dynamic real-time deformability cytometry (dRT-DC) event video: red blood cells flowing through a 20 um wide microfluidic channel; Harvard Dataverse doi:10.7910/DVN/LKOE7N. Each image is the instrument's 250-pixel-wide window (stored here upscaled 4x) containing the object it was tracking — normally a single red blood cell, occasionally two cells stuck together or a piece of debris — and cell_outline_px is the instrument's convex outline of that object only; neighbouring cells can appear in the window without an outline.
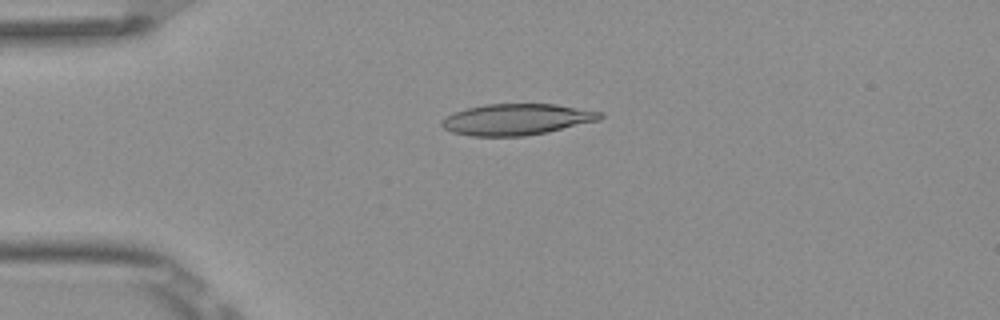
{"species": "Egyptian fruit bat (a non-hibernating species)", "species_latin": "Rousettus aegyptiacus", "temperature_condition": "room temperature", "stored_images_in_passage": 51, "camera_frame_rate_fps": 3000, "um_per_image_px": 0.085, "frame": {"image": 1, "passage_image": 12, "time_ms": 3.667, "image_size_px": [1000, 320], "cell_outline_px": [[604, 116], [600, 120], [548, 132], [524, 136], [472, 136], [452, 132], [444, 128], [440, 124], [440, 120], [452, 112], [484, 104], [556, 104], [604, 112]], "centroid_in_image_um": [43.92, 10.15], "position_along_channel_um": 41.1, "area_um2": 29.02}}
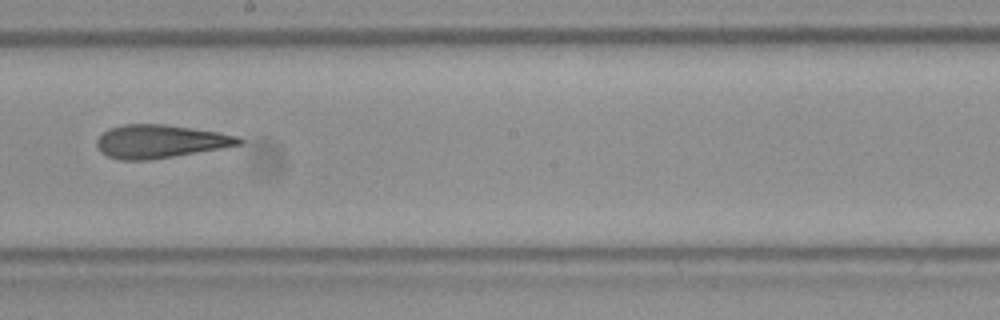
{"frame": {"image": 2, "passage_image": 29, "time_ms": 9.333, "image_size_px": [1000, 320], "cell_outline_px": [[244, 144], [148, 160], [120, 160], [108, 156], [100, 152], [96, 144], [96, 140], [108, 128], [124, 124], [164, 124], [192, 128], [240, 136], [244, 140]], "centroid_in_image_um": [13.6, 12.01], "position_along_channel_um": 234.6, "area_um2": 27.4}}
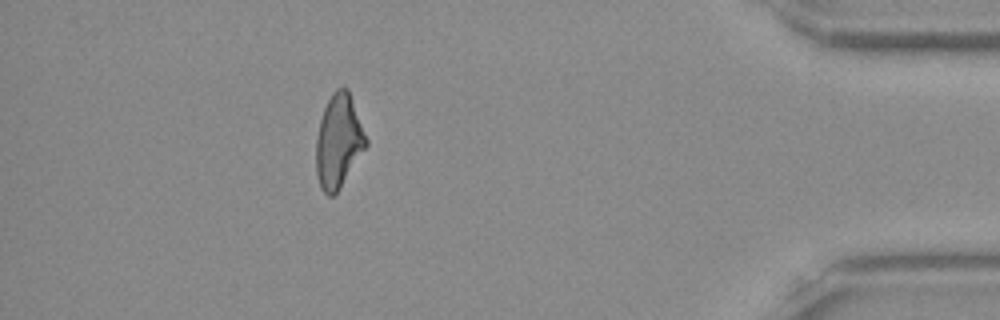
{"frame": {"image": 3, "passage_image": 46, "time_ms": 15.0, "image_size_px": [1000, 320], "cell_outline_px": [[368, 144], [340, 188], [332, 196], [328, 196], [324, 192], [320, 184], [316, 172], [316, 136], [320, 120], [324, 108], [332, 92], [336, 88], [344, 84], [348, 88], [368, 140]], "centroid_in_image_um": [28.78, 11.96], "position_along_channel_um": 406.4, "area_um2": 27.22}, "authors_computed_cell_mechanics": {"area_um2": 27.6284, "velocity_mm_per_s": 3.8915, "shape_relaxation_time_tau1_ms": null, "shape_relaxation_time_tau2_ms": 3.4831, "deformation_change_tau1": null, "deformation_change_tau2": 0.1524}}